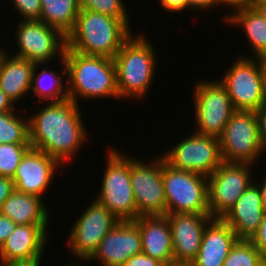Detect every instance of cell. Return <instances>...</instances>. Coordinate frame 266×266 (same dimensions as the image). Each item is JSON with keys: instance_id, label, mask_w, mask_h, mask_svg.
Listing matches in <instances>:
<instances>
[{"instance_id": "cell-7", "label": "cell", "mask_w": 266, "mask_h": 266, "mask_svg": "<svg viewBox=\"0 0 266 266\" xmlns=\"http://www.w3.org/2000/svg\"><path fill=\"white\" fill-rule=\"evenodd\" d=\"M75 219L68 233L66 246L69 248V255L77 258V261L74 262L72 258L73 262L67 263L69 265H81V261L86 262L107 233L119 222L112 212L95 198Z\"/></svg>"}, {"instance_id": "cell-9", "label": "cell", "mask_w": 266, "mask_h": 266, "mask_svg": "<svg viewBox=\"0 0 266 266\" xmlns=\"http://www.w3.org/2000/svg\"><path fill=\"white\" fill-rule=\"evenodd\" d=\"M161 153L172 168L210 176L222 163L219 138L191 132Z\"/></svg>"}, {"instance_id": "cell-27", "label": "cell", "mask_w": 266, "mask_h": 266, "mask_svg": "<svg viewBox=\"0 0 266 266\" xmlns=\"http://www.w3.org/2000/svg\"><path fill=\"white\" fill-rule=\"evenodd\" d=\"M18 112L17 110L0 113V144H30L29 116L26 117L24 112Z\"/></svg>"}, {"instance_id": "cell-48", "label": "cell", "mask_w": 266, "mask_h": 266, "mask_svg": "<svg viewBox=\"0 0 266 266\" xmlns=\"http://www.w3.org/2000/svg\"><path fill=\"white\" fill-rule=\"evenodd\" d=\"M162 266H171V264H163Z\"/></svg>"}, {"instance_id": "cell-42", "label": "cell", "mask_w": 266, "mask_h": 266, "mask_svg": "<svg viewBox=\"0 0 266 266\" xmlns=\"http://www.w3.org/2000/svg\"><path fill=\"white\" fill-rule=\"evenodd\" d=\"M42 259L44 258L32 259L27 261H15L10 263L0 264V266H41Z\"/></svg>"}, {"instance_id": "cell-19", "label": "cell", "mask_w": 266, "mask_h": 266, "mask_svg": "<svg viewBox=\"0 0 266 266\" xmlns=\"http://www.w3.org/2000/svg\"><path fill=\"white\" fill-rule=\"evenodd\" d=\"M264 214L259 188L253 182L222 219L238 239L249 240L259 228Z\"/></svg>"}, {"instance_id": "cell-10", "label": "cell", "mask_w": 266, "mask_h": 266, "mask_svg": "<svg viewBox=\"0 0 266 266\" xmlns=\"http://www.w3.org/2000/svg\"><path fill=\"white\" fill-rule=\"evenodd\" d=\"M219 142L223 162L257 165L260 157H265L254 111L236 110L225 125Z\"/></svg>"}, {"instance_id": "cell-22", "label": "cell", "mask_w": 266, "mask_h": 266, "mask_svg": "<svg viewBox=\"0 0 266 266\" xmlns=\"http://www.w3.org/2000/svg\"><path fill=\"white\" fill-rule=\"evenodd\" d=\"M35 64L25 58L13 56L3 46L0 53V89L16 106L23 98L30 96L28 94Z\"/></svg>"}, {"instance_id": "cell-14", "label": "cell", "mask_w": 266, "mask_h": 266, "mask_svg": "<svg viewBox=\"0 0 266 266\" xmlns=\"http://www.w3.org/2000/svg\"><path fill=\"white\" fill-rule=\"evenodd\" d=\"M156 156V157H155ZM142 161L130 155V176L137 218L166 215V201L162 180V155ZM154 158V159H153ZM150 162V163H149Z\"/></svg>"}, {"instance_id": "cell-37", "label": "cell", "mask_w": 266, "mask_h": 266, "mask_svg": "<svg viewBox=\"0 0 266 266\" xmlns=\"http://www.w3.org/2000/svg\"><path fill=\"white\" fill-rule=\"evenodd\" d=\"M217 8L220 5L218 4V0H188V11L190 10L191 13L192 11L195 13L199 11H203L206 13L205 10H209L212 8Z\"/></svg>"}, {"instance_id": "cell-45", "label": "cell", "mask_w": 266, "mask_h": 266, "mask_svg": "<svg viewBox=\"0 0 266 266\" xmlns=\"http://www.w3.org/2000/svg\"><path fill=\"white\" fill-rule=\"evenodd\" d=\"M171 266H193V264L186 262H173L171 263Z\"/></svg>"}, {"instance_id": "cell-1", "label": "cell", "mask_w": 266, "mask_h": 266, "mask_svg": "<svg viewBox=\"0 0 266 266\" xmlns=\"http://www.w3.org/2000/svg\"><path fill=\"white\" fill-rule=\"evenodd\" d=\"M43 104L46 106L29 115L30 145L65 167L89 138L80 104L71 98Z\"/></svg>"}, {"instance_id": "cell-5", "label": "cell", "mask_w": 266, "mask_h": 266, "mask_svg": "<svg viewBox=\"0 0 266 266\" xmlns=\"http://www.w3.org/2000/svg\"><path fill=\"white\" fill-rule=\"evenodd\" d=\"M107 149L105 169L95 199L119 221H133L137 219V209L131 185L130 155L121 153L112 145Z\"/></svg>"}, {"instance_id": "cell-20", "label": "cell", "mask_w": 266, "mask_h": 266, "mask_svg": "<svg viewBox=\"0 0 266 266\" xmlns=\"http://www.w3.org/2000/svg\"><path fill=\"white\" fill-rule=\"evenodd\" d=\"M133 222L139 227L142 253L163 264L173 263L172 235L167 216H140Z\"/></svg>"}, {"instance_id": "cell-38", "label": "cell", "mask_w": 266, "mask_h": 266, "mask_svg": "<svg viewBox=\"0 0 266 266\" xmlns=\"http://www.w3.org/2000/svg\"><path fill=\"white\" fill-rule=\"evenodd\" d=\"M15 190L14 182L12 178L0 177V209L4 201Z\"/></svg>"}, {"instance_id": "cell-47", "label": "cell", "mask_w": 266, "mask_h": 266, "mask_svg": "<svg viewBox=\"0 0 266 266\" xmlns=\"http://www.w3.org/2000/svg\"><path fill=\"white\" fill-rule=\"evenodd\" d=\"M66 264H64V266H65ZM66 266H83V264H81V265H69V264H67Z\"/></svg>"}, {"instance_id": "cell-41", "label": "cell", "mask_w": 266, "mask_h": 266, "mask_svg": "<svg viewBox=\"0 0 266 266\" xmlns=\"http://www.w3.org/2000/svg\"><path fill=\"white\" fill-rule=\"evenodd\" d=\"M262 177H264V180L259 178V181H257L258 180V178H257V179H254V183L259 188V192H260V196H261V200H262L263 209L266 212V175L265 176H262Z\"/></svg>"}, {"instance_id": "cell-30", "label": "cell", "mask_w": 266, "mask_h": 266, "mask_svg": "<svg viewBox=\"0 0 266 266\" xmlns=\"http://www.w3.org/2000/svg\"><path fill=\"white\" fill-rule=\"evenodd\" d=\"M30 144H0V177L13 178Z\"/></svg>"}, {"instance_id": "cell-21", "label": "cell", "mask_w": 266, "mask_h": 266, "mask_svg": "<svg viewBox=\"0 0 266 266\" xmlns=\"http://www.w3.org/2000/svg\"><path fill=\"white\" fill-rule=\"evenodd\" d=\"M235 232L222 218H212L205 227L193 266H223L230 249L237 242Z\"/></svg>"}, {"instance_id": "cell-40", "label": "cell", "mask_w": 266, "mask_h": 266, "mask_svg": "<svg viewBox=\"0 0 266 266\" xmlns=\"http://www.w3.org/2000/svg\"><path fill=\"white\" fill-rule=\"evenodd\" d=\"M249 0H218V4L223 8V6L229 7L232 11L248 6Z\"/></svg>"}, {"instance_id": "cell-2", "label": "cell", "mask_w": 266, "mask_h": 266, "mask_svg": "<svg viewBox=\"0 0 266 266\" xmlns=\"http://www.w3.org/2000/svg\"><path fill=\"white\" fill-rule=\"evenodd\" d=\"M145 32L133 33L121 46L113 58L116 68L119 101H143L155 80L157 53Z\"/></svg>"}, {"instance_id": "cell-15", "label": "cell", "mask_w": 266, "mask_h": 266, "mask_svg": "<svg viewBox=\"0 0 266 266\" xmlns=\"http://www.w3.org/2000/svg\"><path fill=\"white\" fill-rule=\"evenodd\" d=\"M63 166L54 158L43 151L30 147L23 155L14 174L13 182L15 190L34 194L44 199L58 170ZM48 189V190H47Z\"/></svg>"}, {"instance_id": "cell-44", "label": "cell", "mask_w": 266, "mask_h": 266, "mask_svg": "<svg viewBox=\"0 0 266 266\" xmlns=\"http://www.w3.org/2000/svg\"><path fill=\"white\" fill-rule=\"evenodd\" d=\"M248 6L251 7V8H254L259 13V15L264 20H266V3H262V4H259V5H248Z\"/></svg>"}, {"instance_id": "cell-43", "label": "cell", "mask_w": 266, "mask_h": 266, "mask_svg": "<svg viewBox=\"0 0 266 266\" xmlns=\"http://www.w3.org/2000/svg\"><path fill=\"white\" fill-rule=\"evenodd\" d=\"M262 86H263V97L266 104V58H262Z\"/></svg>"}, {"instance_id": "cell-31", "label": "cell", "mask_w": 266, "mask_h": 266, "mask_svg": "<svg viewBox=\"0 0 266 266\" xmlns=\"http://www.w3.org/2000/svg\"><path fill=\"white\" fill-rule=\"evenodd\" d=\"M13 8L21 20H40L41 2L40 0H11Z\"/></svg>"}, {"instance_id": "cell-11", "label": "cell", "mask_w": 266, "mask_h": 266, "mask_svg": "<svg viewBox=\"0 0 266 266\" xmlns=\"http://www.w3.org/2000/svg\"><path fill=\"white\" fill-rule=\"evenodd\" d=\"M255 166L223 162L207 177L208 208L212 218H222L254 182L252 169Z\"/></svg>"}, {"instance_id": "cell-29", "label": "cell", "mask_w": 266, "mask_h": 266, "mask_svg": "<svg viewBox=\"0 0 266 266\" xmlns=\"http://www.w3.org/2000/svg\"><path fill=\"white\" fill-rule=\"evenodd\" d=\"M124 2L123 0H79V7L119 19L132 31L130 13L128 14L127 4Z\"/></svg>"}, {"instance_id": "cell-6", "label": "cell", "mask_w": 266, "mask_h": 266, "mask_svg": "<svg viewBox=\"0 0 266 266\" xmlns=\"http://www.w3.org/2000/svg\"><path fill=\"white\" fill-rule=\"evenodd\" d=\"M162 180L166 215L172 213L209 214L207 176L172 168L162 156Z\"/></svg>"}, {"instance_id": "cell-35", "label": "cell", "mask_w": 266, "mask_h": 266, "mask_svg": "<svg viewBox=\"0 0 266 266\" xmlns=\"http://www.w3.org/2000/svg\"><path fill=\"white\" fill-rule=\"evenodd\" d=\"M160 8L165 12L183 14V11H188V0H158Z\"/></svg>"}, {"instance_id": "cell-4", "label": "cell", "mask_w": 266, "mask_h": 266, "mask_svg": "<svg viewBox=\"0 0 266 266\" xmlns=\"http://www.w3.org/2000/svg\"><path fill=\"white\" fill-rule=\"evenodd\" d=\"M132 33L119 19L80 9L74 28L66 36V48L83 55L113 59Z\"/></svg>"}, {"instance_id": "cell-26", "label": "cell", "mask_w": 266, "mask_h": 266, "mask_svg": "<svg viewBox=\"0 0 266 266\" xmlns=\"http://www.w3.org/2000/svg\"><path fill=\"white\" fill-rule=\"evenodd\" d=\"M40 20L67 36L79 14V0H40Z\"/></svg>"}, {"instance_id": "cell-13", "label": "cell", "mask_w": 266, "mask_h": 266, "mask_svg": "<svg viewBox=\"0 0 266 266\" xmlns=\"http://www.w3.org/2000/svg\"><path fill=\"white\" fill-rule=\"evenodd\" d=\"M237 55L219 81L226 87L235 110L255 111L265 104L262 58Z\"/></svg>"}, {"instance_id": "cell-34", "label": "cell", "mask_w": 266, "mask_h": 266, "mask_svg": "<svg viewBox=\"0 0 266 266\" xmlns=\"http://www.w3.org/2000/svg\"><path fill=\"white\" fill-rule=\"evenodd\" d=\"M257 123H258V133L259 139L264 150L266 152V104L254 111Z\"/></svg>"}, {"instance_id": "cell-3", "label": "cell", "mask_w": 266, "mask_h": 266, "mask_svg": "<svg viewBox=\"0 0 266 266\" xmlns=\"http://www.w3.org/2000/svg\"><path fill=\"white\" fill-rule=\"evenodd\" d=\"M67 94L75 100L119 99L113 59L65 49ZM79 97V98H78Z\"/></svg>"}, {"instance_id": "cell-8", "label": "cell", "mask_w": 266, "mask_h": 266, "mask_svg": "<svg viewBox=\"0 0 266 266\" xmlns=\"http://www.w3.org/2000/svg\"><path fill=\"white\" fill-rule=\"evenodd\" d=\"M192 100L196 133L219 138L236 111L226 87L217 79H199L194 84Z\"/></svg>"}, {"instance_id": "cell-28", "label": "cell", "mask_w": 266, "mask_h": 266, "mask_svg": "<svg viewBox=\"0 0 266 266\" xmlns=\"http://www.w3.org/2000/svg\"><path fill=\"white\" fill-rule=\"evenodd\" d=\"M265 259L250 240L238 239L223 266H264Z\"/></svg>"}, {"instance_id": "cell-33", "label": "cell", "mask_w": 266, "mask_h": 266, "mask_svg": "<svg viewBox=\"0 0 266 266\" xmlns=\"http://www.w3.org/2000/svg\"><path fill=\"white\" fill-rule=\"evenodd\" d=\"M163 263L157 259L147 256L144 253L136 254L128 258L123 266H162Z\"/></svg>"}, {"instance_id": "cell-24", "label": "cell", "mask_w": 266, "mask_h": 266, "mask_svg": "<svg viewBox=\"0 0 266 266\" xmlns=\"http://www.w3.org/2000/svg\"><path fill=\"white\" fill-rule=\"evenodd\" d=\"M227 26H235L243 30L245 39L248 40L249 48L253 55L242 57L266 58V20L249 6H245L226 14L223 18ZM254 52V53H253Z\"/></svg>"}, {"instance_id": "cell-17", "label": "cell", "mask_w": 266, "mask_h": 266, "mask_svg": "<svg viewBox=\"0 0 266 266\" xmlns=\"http://www.w3.org/2000/svg\"><path fill=\"white\" fill-rule=\"evenodd\" d=\"M171 228L174 262L191 263L199 252L210 214L172 213L166 215Z\"/></svg>"}, {"instance_id": "cell-25", "label": "cell", "mask_w": 266, "mask_h": 266, "mask_svg": "<svg viewBox=\"0 0 266 266\" xmlns=\"http://www.w3.org/2000/svg\"><path fill=\"white\" fill-rule=\"evenodd\" d=\"M61 61L58 63L62 67L60 73L54 71L47 63L35 64L30 94L33 93L34 97L38 98L36 100L38 103L62 101L68 98L67 85H65L67 84L65 59Z\"/></svg>"}, {"instance_id": "cell-46", "label": "cell", "mask_w": 266, "mask_h": 266, "mask_svg": "<svg viewBox=\"0 0 266 266\" xmlns=\"http://www.w3.org/2000/svg\"><path fill=\"white\" fill-rule=\"evenodd\" d=\"M262 3H266V0H249L248 5H259Z\"/></svg>"}, {"instance_id": "cell-18", "label": "cell", "mask_w": 266, "mask_h": 266, "mask_svg": "<svg viewBox=\"0 0 266 266\" xmlns=\"http://www.w3.org/2000/svg\"><path fill=\"white\" fill-rule=\"evenodd\" d=\"M48 227L17 225L0 248V264L43 258L50 239L48 234H51Z\"/></svg>"}, {"instance_id": "cell-16", "label": "cell", "mask_w": 266, "mask_h": 266, "mask_svg": "<svg viewBox=\"0 0 266 266\" xmlns=\"http://www.w3.org/2000/svg\"><path fill=\"white\" fill-rule=\"evenodd\" d=\"M141 252L139 227L133 221H119L84 263L99 261L101 266H123L128 258Z\"/></svg>"}, {"instance_id": "cell-23", "label": "cell", "mask_w": 266, "mask_h": 266, "mask_svg": "<svg viewBox=\"0 0 266 266\" xmlns=\"http://www.w3.org/2000/svg\"><path fill=\"white\" fill-rule=\"evenodd\" d=\"M45 201L34 194L14 190L2 204L0 214L10 218L17 225H49L52 212Z\"/></svg>"}, {"instance_id": "cell-32", "label": "cell", "mask_w": 266, "mask_h": 266, "mask_svg": "<svg viewBox=\"0 0 266 266\" xmlns=\"http://www.w3.org/2000/svg\"><path fill=\"white\" fill-rule=\"evenodd\" d=\"M266 260V212L257 231L249 239Z\"/></svg>"}, {"instance_id": "cell-12", "label": "cell", "mask_w": 266, "mask_h": 266, "mask_svg": "<svg viewBox=\"0 0 266 266\" xmlns=\"http://www.w3.org/2000/svg\"><path fill=\"white\" fill-rule=\"evenodd\" d=\"M14 35L18 49L16 54L11 50L13 56L50 66V62L56 61L54 59L64 58L66 36L41 20H20Z\"/></svg>"}, {"instance_id": "cell-36", "label": "cell", "mask_w": 266, "mask_h": 266, "mask_svg": "<svg viewBox=\"0 0 266 266\" xmlns=\"http://www.w3.org/2000/svg\"><path fill=\"white\" fill-rule=\"evenodd\" d=\"M16 226L17 224L13 220L0 214V248Z\"/></svg>"}, {"instance_id": "cell-39", "label": "cell", "mask_w": 266, "mask_h": 266, "mask_svg": "<svg viewBox=\"0 0 266 266\" xmlns=\"http://www.w3.org/2000/svg\"><path fill=\"white\" fill-rule=\"evenodd\" d=\"M15 107L12 100L0 89V113L16 111Z\"/></svg>"}]
</instances>
